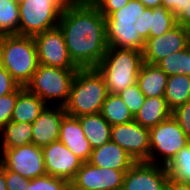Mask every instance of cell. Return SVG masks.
Wrapping results in <instances>:
<instances>
[{"mask_svg":"<svg viewBox=\"0 0 190 190\" xmlns=\"http://www.w3.org/2000/svg\"><path fill=\"white\" fill-rule=\"evenodd\" d=\"M58 27L73 63L79 69L96 68L109 47L106 18L98 7L74 0L61 15Z\"/></svg>","mask_w":190,"mask_h":190,"instance_id":"obj_1","label":"cell"},{"mask_svg":"<svg viewBox=\"0 0 190 190\" xmlns=\"http://www.w3.org/2000/svg\"><path fill=\"white\" fill-rule=\"evenodd\" d=\"M107 95L104 78L96 68L78 69L64 105L66 114L78 117L100 113Z\"/></svg>","mask_w":190,"mask_h":190,"instance_id":"obj_2","label":"cell"},{"mask_svg":"<svg viewBox=\"0 0 190 190\" xmlns=\"http://www.w3.org/2000/svg\"><path fill=\"white\" fill-rule=\"evenodd\" d=\"M143 51L108 47L96 69L103 76L108 93L118 94L137 83Z\"/></svg>","mask_w":190,"mask_h":190,"instance_id":"obj_3","label":"cell"},{"mask_svg":"<svg viewBox=\"0 0 190 190\" xmlns=\"http://www.w3.org/2000/svg\"><path fill=\"white\" fill-rule=\"evenodd\" d=\"M0 53L2 67L20 86L25 87L39 65L33 36L1 35Z\"/></svg>","mask_w":190,"mask_h":190,"instance_id":"obj_4","label":"cell"},{"mask_svg":"<svg viewBox=\"0 0 190 190\" xmlns=\"http://www.w3.org/2000/svg\"><path fill=\"white\" fill-rule=\"evenodd\" d=\"M74 0H24L19 5V35L34 36L58 27L59 19Z\"/></svg>","mask_w":190,"mask_h":190,"instance_id":"obj_5","label":"cell"},{"mask_svg":"<svg viewBox=\"0 0 190 190\" xmlns=\"http://www.w3.org/2000/svg\"><path fill=\"white\" fill-rule=\"evenodd\" d=\"M77 70L39 64L32 79L25 87L47 105L51 99L52 101L61 99L60 104L56 105L64 106L69 98L71 84Z\"/></svg>","mask_w":190,"mask_h":190,"instance_id":"obj_6","label":"cell"},{"mask_svg":"<svg viewBox=\"0 0 190 190\" xmlns=\"http://www.w3.org/2000/svg\"><path fill=\"white\" fill-rule=\"evenodd\" d=\"M149 140L150 154L146 162L159 164L157 156H162V166H166L175 154L190 142L172 115L149 129ZM155 152L157 154H154Z\"/></svg>","mask_w":190,"mask_h":190,"instance_id":"obj_7","label":"cell"},{"mask_svg":"<svg viewBox=\"0 0 190 190\" xmlns=\"http://www.w3.org/2000/svg\"><path fill=\"white\" fill-rule=\"evenodd\" d=\"M0 163L7 169L24 178L34 179L47 175L41 147L34 144L2 149Z\"/></svg>","mask_w":190,"mask_h":190,"instance_id":"obj_8","label":"cell"},{"mask_svg":"<svg viewBox=\"0 0 190 190\" xmlns=\"http://www.w3.org/2000/svg\"><path fill=\"white\" fill-rule=\"evenodd\" d=\"M33 38L39 64L64 69H79L69 55L63 32L59 27L38 33Z\"/></svg>","mask_w":190,"mask_h":190,"instance_id":"obj_9","label":"cell"},{"mask_svg":"<svg viewBox=\"0 0 190 190\" xmlns=\"http://www.w3.org/2000/svg\"><path fill=\"white\" fill-rule=\"evenodd\" d=\"M110 135L111 140L123 148L136 162L149 159V129L135 120L111 126Z\"/></svg>","mask_w":190,"mask_h":190,"instance_id":"obj_10","label":"cell"},{"mask_svg":"<svg viewBox=\"0 0 190 190\" xmlns=\"http://www.w3.org/2000/svg\"><path fill=\"white\" fill-rule=\"evenodd\" d=\"M126 172L83 162L70 185L77 190H121Z\"/></svg>","mask_w":190,"mask_h":190,"instance_id":"obj_11","label":"cell"},{"mask_svg":"<svg viewBox=\"0 0 190 190\" xmlns=\"http://www.w3.org/2000/svg\"><path fill=\"white\" fill-rule=\"evenodd\" d=\"M189 46V29L177 24L158 37H149L145 41L143 62L156 64L172 53L179 52Z\"/></svg>","mask_w":190,"mask_h":190,"instance_id":"obj_12","label":"cell"},{"mask_svg":"<svg viewBox=\"0 0 190 190\" xmlns=\"http://www.w3.org/2000/svg\"><path fill=\"white\" fill-rule=\"evenodd\" d=\"M168 179L166 168L161 163L139 161L125 173L121 190H165Z\"/></svg>","mask_w":190,"mask_h":190,"instance_id":"obj_13","label":"cell"},{"mask_svg":"<svg viewBox=\"0 0 190 190\" xmlns=\"http://www.w3.org/2000/svg\"><path fill=\"white\" fill-rule=\"evenodd\" d=\"M42 151L47 175L65 179L69 183L83 163L59 140L42 147Z\"/></svg>","mask_w":190,"mask_h":190,"instance_id":"obj_14","label":"cell"},{"mask_svg":"<svg viewBox=\"0 0 190 190\" xmlns=\"http://www.w3.org/2000/svg\"><path fill=\"white\" fill-rule=\"evenodd\" d=\"M55 106L50 109L47 105L32 123V144L42 148L59 140L60 126L66 110L64 106Z\"/></svg>","mask_w":190,"mask_h":190,"instance_id":"obj_15","label":"cell"},{"mask_svg":"<svg viewBox=\"0 0 190 190\" xmlns=\"http://www.w3.org/2000/svg\"><path fill=\"white\" fill-rule=\"evenodd\" d=\"M59 141L82 162H88L92 148L77 117L65 114L60 126Z\"/></svg>","mask_w":190,"mask_h":190,"instance_id":"obj_16","label":"cell"},{"mask_svg":"<svg viewBox=\"0 0 190 190\" xmlns=\"http://www.w3.org/2000/svg\"><path fill=\"white\" fill-rule=\"evenodd\" d=\"M88 162L105 169L127 171L136 161L117 143L110 140L92 149Z\"/></svg>","mask_w":190,"mask_h":190,"instance_id":"obj_17","label":"cell"},{"mask_svg":"<svg viewBox=\"0 0 190 190\" xmlns=\"http://www.w3.org/2000/svg\"><path fill=\"white\" fill-rule=\"evenodd\" d=\"M134 23L106 21L108 46L143 51L145 41L139 35L138 28Z\"/></svg>","mask_w":190,"mask_h":190,"instance_id":"obj_18","label":"cell"},{"mask_svg":"<svg viewBox=\"0 0 190 190\" xmlns=\"http://www.w3.org/2000/svg\"><path fill=\"white\" fill-rule=\"evenodd\" d=\"M46 106L47 104L37 95L30 92L26 87L19 86V95L15 103L11 121L32 124Z\"/></svg>","mask_w":190,"mask_h":190,"instance_id":"obj_19","label":"cell"},{"mask_svg":"<svg viewBox=\"0 0 190 190\" xmlns=\"http://www.w3.org/2000/svg\"><path fill=\"white\" fill-rule=\"evenodd\" d=\"M168 75L156 64L143 62L137 83L145 97L164 96Z\"/></svg>","mask_w":190,"mask_h":190,"instance_id":"obj_20","label":"cell"},{"mask_svg":"<svg viewBox=\"0 0 190 190\" xmlns=\"http://www.w3.org/2000/svg\"><path fill=\"white\" fill-rule=\"evenodd\" d=\"M172 115L164 96L146 97L134 120L141 126L151 129Z\"/></svg>","mask_w":190,"mask_h":190,"instance_id":"obj_21","label":"cell"},{"mask_svg":"<svg viewBox=\"0 0 190 190\" xmlns=\"http://www.w3.org/2000/svg\"><path fill=\"white\" fill-rule=\"evenodd\" d=\"M77 118L92 149L111 140V125L101 113L81 115Z\"/></svg>","mask_w":190,"mask_h":190,"instance_id":"obj_22","label":"cell"},{"mask_svg":"<svg viewBox=\"0 0 190 190\" xmlns=\"http://www.w3.org/2000/svg\"><path fill=\"white\" fill-rule=\"evenodd\" d=\"M164 98L172 111L190 100V75L168 76Z\"/></svg>","mask_w":190,"mask_h":190,"instance_id":"obj_23","label":"cell"},{"mask_svg":"<svg viewBox=\"0 0 190 190\" xmlns=\"http://www.w3.org/2000/svg\"><path fill=\"white\" fill-rule=\"evenodd\" d=\"M100 113L111 126L128 123L134 120L128 106L118 94L108 93Z\"/></svg>","mask_w":190,"mask_h":190,"instance_id":"obj_24","label":"cell"},{"mask_svg":"<svg viewBox=\"0 0 190 190\" xmlns=\"http://www.w3.org/2000/svg\"><path fill=\"white\" fill-rule=\"evenodd\" d=\"M2 149H12L32 143V124L27 122H8L1 131Z\"/></svg>","mask_w":190,"mask_h":190,"instance_id":"obj_25","label":"cell"},{"mask_svg":"<svg viewBox=\"0 0 190 190\" xmlns=\"http://www.w3.org/2000/svg\"><path fill=\"white\" fill-rule=\"evenodd\" d=\"M165 168L169 178L190 184V142L175 154Z\"/></svg>","mask_w":190,"mask_h":190,"instance_id":"obj_26","label":"cell"},{"mask_svg":"<svg viewBox=\"0 0 190 190\" xmlns=\"http://www.w3.org/2000/svg\"><path fill=\"white\" fill-rule=\"evenodd\" d=\"M19 5L13 0H0V36L19 35Z\"/></svg>","mask_w":190,"mask_h":190,"instance_id":"obj_27","label":"cell"},{"mask_svg":"<svg viewBox=\"0 0 190 190\" xmlns=\"http://www.w3.org/2000/svg\"><path fill=\"white\" fill-rule=\"evenodd\" d=\"M189 64L190 45L186 49L172 53L156 63L168 76L177 74L190 75Z\"/></svg>","mask_w":190,"mask_h":190,"instance_id":"obj_28","label":"cell"},{"mask_svg":"<svg viewBox=\"0 0 190 190\" xmlns=\"http://www.w3.org/2000/svg\"><path fill=\"white\" fill-rule=\"evenodd\" d=\"M177 25L176 16L163 6L150 8L149 37H158Z\"/></svg>","mask_w":190,"mask_h":190,"instance_id":"obj_29","label":"cell"},{"mask_svg":"<svg viewBox=\"0 0 190 190\" xmlns=\"http://www.w3.org/2000/svg\"><path fill=\"white\" fill-rule=\"evenodd\" d=\"M145 9L139 0H130L127 5L107 16L106 21L136 22Z\"/></svg>","mask_w":190,"mask_h":190,"instance_id":"obj_30","label":"cell"},{"mask_svg":"<svg viewBox=\"0 0 190 190\" xmlns=\"http://www.w3.org/2000/svg\"><path fill=\"white\" fill-rule=\"evenodd\" d=\"M124 103L128 106L129 111L135 117L144 103L145 95L140 90L138 83L128 86L125 90L118 93Z\"/></svg>","mask_w":190,"mask_h":190,"instance_id":"obj_31","label":"cell"},{"mask_svg":"<svg viewBox=\"0 0 190 190\" xmlns=\"http://www.w3.org/2000/svg\"><path fill=\"white\" fill-rule=\"evenodd\" d=\"M69 184L65 179L44 175L32 179L29 188L30 190H66Z\"/></svg>","mask_w":190,"mask_h":190,"instance_id":"obj_32","label":"cell"},{"mask_svg":"<svg viewBox=\"0 0 190 190\" xmlns=\"http://www.w3.org/2000/svg\"><path fill=\"white\" fill-rule=\"evenodd\" d=\"M19 87L12 93L0 97V133L5 125L11 121Z\"/></svg>","mask_w":190,"mask_h":190,"instance_id":"obj_33","label":"cell"},{"mask_svg":"<svg viewBox=\"0 0 190 190\" xmlns=\"http://www.w3.org/2000/svg\"><path fill=\"white\" fill-rule=\"evenodd\" d=\"M172 116L190 141V100L175 108L172 111Z\"/></svg>","mask_w":190,"mask_h":190,"instance_id":"obj_34","label":"cell"},{"mask_svg":"<svg viewBox=\"0 0 190 190\" xmlns=\"http://www.w3.org/2000/svg\"><path fill=\"white\" fill-rule=\"evenodd\" d=\"M5 180L7 190H30L29 183L31 179L24 178L16 172L5 168Z\"/></svg>","mask_w":190,"mask_h":190,"instance_id":"obj_35","label":"cell"},{"mask_svg":"<svg viewBox=\"0 0 190 190\" xmlns=\"http://www.w3.org/2000/svg\"><path fill=\"white\" fill-rule=\"evenodd\" d=\"M20 85L3 67L0 68V97L14 92Z\"/></svg>","mask_w":190,"mask_h":190,"instance_id":"obj_36","label":"cell"},{"mask_svg":"<svg viewBox=\"0 0 190 190\" xmlns=\"http://www.w3.org/2000/svg\"><path fill=\"white\" fill-rule=\"evenodd\" d=\"M134 24L138 28L137 31L141 38L146 41L149 38L150 30V8H146Z\"/></svg>","mask_w":190,"mask_h":190,"instance_id":"obj_37","label":"cell"},{"mask_svg":"<svg viewBox=\"0 0 190 190\" xmlns=\"http://www.w3.org/2000/svg\"><path fill=\"white\" fill-rule=\"evenodd\" d=\"M130 0H104L98 9L100 13L106 18L110 16L113 12L118 11L121 7L128 4Z\"/></svg>","mask_w":190,"mask_h":190,"instance_id":"obj_38","label":"cell"},{"mask_svg":"<svg viewBox=\"0 0 190 190\" xmlns=\"http://www.w3.org/2000/svg\"><path fill=\"white\" fill-rule=\"evenodd\" d=\"M187 2L188 0H162V6L177 17L185 9Z\"/></svg>","mask_w":190,"mask_h":190,"instance_id":"obj_39","label":"cell"},{"mask_svg":"<svg viewBox=\"0 0 190 190\" xmlns=\"http://www.w3.org/2000/svg\"><path fill=\"white\" fill-rule=\"evenodd\" d=\"M176 22L190 29V0L186 3L185 9L176 17Z\"/></svg>","mask_w":190,"mask_h":190,"instance_id":"obj_40","label":"cell"},{"mask_svg":"<svg viewBox=\"0 0 190 190\" xmlns=\"http://www.w3.org/2000/svg\"><path fill=\"white\" fill-rule=\"evenodd\" d=\"M165 190H190V184L169 178L166 183Z\"/></svg>","mask_w":190,"mask_h":190,"instance_id":"obj_41","label":"cell"},{"mask_svg":"<svg viewBox=\"0 0 190 190\" xmlns=\"http://www.w3.org/2000/svg\"><path fill=\"white\" fill-rule=\"evenodd\" d=\"M146 8H156L162 6V0H139Z\"/></svg>","mask_w":190,"mask_h":190,"instance_id":"obj_42","label":"cell"},{"mask_svg":"<svg viewBox=\"0 0 190 190\" xmlns=\"http://www.w3.org/2000/svg\"><path fill=\"white\" fill-rule=\"evenodd\" d=\"M0 190H7L5 167L0 163Z\"/></svg>","mask_w":190,"mask_h":190,"instance_id":"obj_43","label":"cell"},{"mask_svg":"<svg viewBox=\"0 0 190 190\" xmlns=\"http://www.w3.org/2000/svg\"><path fill=\"white\" fill-rule=\"evenodd\" d=\"M76 1L87 6L98 7L104 0H76Z\"/></svg>","mask_w":190,"mask_h":190,"instance_id":"obj_44","label":"cell"},{"mask_svg":"<svg viewBox=\"0 0 190 190\" xmlns=\"http://www.w3.org/2000/svg\"><path fill=\"white\" fill-rule=\"evenodd\" d=\"M16 4L20 5L24 0H13Z\"/></svg>","mask_w":190,"mask_h":190,"instance_id":"obj_45","label":"cell"},{"mask_svg":"<svg viewBox=\"0 0 190 190\" xmlns=\"http://www.w3.org/2000/svg\"><path fill=\"white\" fill-rule=\"evenodd\" d=\"M66 190H77V189H75L73 186H71V185L69 184V186L67 187Z\"/></svg>","mask_w":190,"mask_h":190,"instance_id":"obj_46","label":"cell"},{"mask_svg":"<svg viewBox=\"0 0 190 190\" xmlns=\"http://www.w3.org/2000/svg\"><path fill=\"white\" fill-rule=\"evenodd\" d=\"M2 67L1 53H0V68Z\"/></svg>","mask_w":190,"mask_h":190,"instance_id":"obj_47","label":"cell"},{"mask_svg":"<svg viewBox=\"0 0 190 190\" xmlns=\"http://www.w3.org/2000/svg\"><path fill=\"white\" fill-rule=\"evenodd\" d=\"M189 45H190V29H189Z\"/></svg>","mask_w":190,"mask_h":190,"instance_id":"obj_48","label":"cell"}]
</instances>
